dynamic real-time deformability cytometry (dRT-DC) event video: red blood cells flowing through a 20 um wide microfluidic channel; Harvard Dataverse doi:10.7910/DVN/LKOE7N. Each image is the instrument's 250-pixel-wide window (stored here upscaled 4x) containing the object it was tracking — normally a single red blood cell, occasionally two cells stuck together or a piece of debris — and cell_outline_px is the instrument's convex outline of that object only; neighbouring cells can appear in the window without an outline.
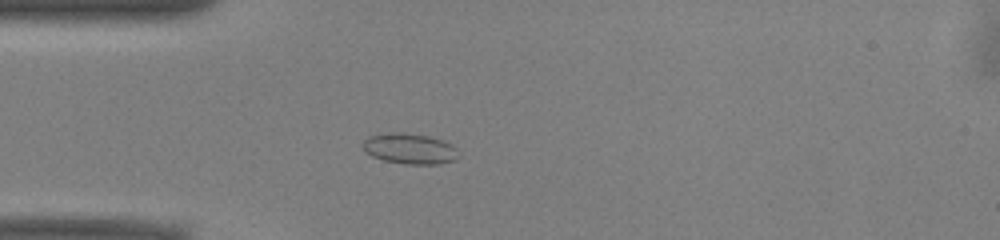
{"species": "common noctule bat (a hibernating species)", "species_latin": "Nyctalus noctula", "temperature_condition": "warm", "stored_images_in_passage": 42, "camera_frame_rate_fps": 3000, "um_per_image_px": 0.085, "animal": {"sex": "male", "body_mass_g": 13.0, "forearm_length_mm": 53.1}, "frame": {"image": 1, "passage_image": 5, "time_ms": 1.333, "image_size_px": [1000, 240], "cell_outline_px": [[460, 156], [456, 160], [440, 164], [404, 164], [384, 160], [372, 156], [364, 152], [360, 144], [368, 136], [392, 132], [404, 132], [432, 136], [452, 144], [456, 148]], "centroid_in_image_um": [34.83, 12.63], "position_along_channel_um": 50.2, "area_um2": 17.51}}
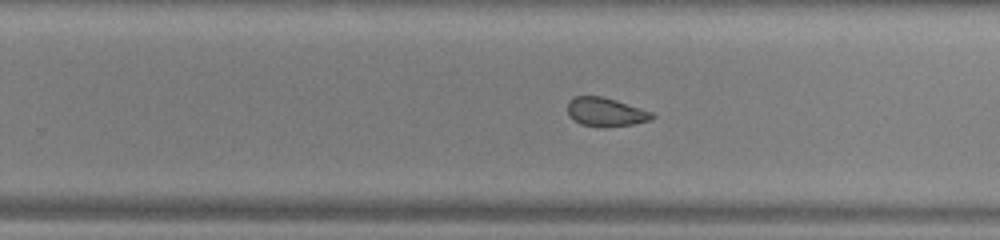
{"frame": {"image": 2, "passage_image": 23, "time_ms": 7.333, "image_size_px": [1000, 240], "cell_outline_px": [[656, 116], [652, 120], [632, 124], [604, 128], [580, 124], [572, 120], [568, 116], [568, 100], [576, 96], [604, 96], [652, 112]], "centroid_in_image_um": [51.46, 9.53], "position_along_channel_um": 278.3, "area_um2": 14.39}}
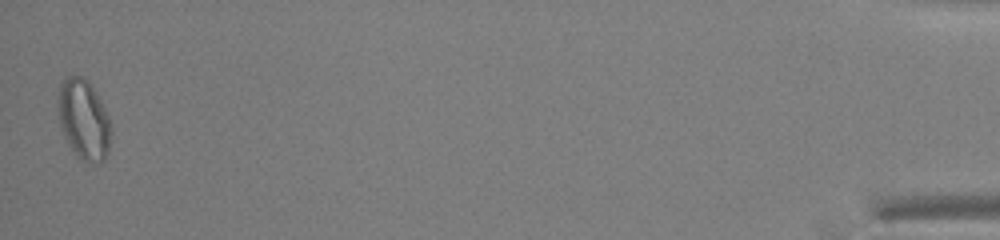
{"frame": {"image": 3, "passage_image": 42, "time_ms": 13.667, "image_size_px": [1000, 240], "cell_outline_px": [[112, 132], [108, 152], [104, 160], [96, 164], [80, 160], [76, 156], [68, 144], [64, 136], [56, 112], [56, 96], [60, 84], [68, 76], [80, 76], [88, 80], [96, 92], [108, 116], [112, 128]], "centroid_in_image_um": [7.09, 10.18], "position_along_channel_um": 428.1, "area_um2": 25.32}, "authors_computed_cell_mechanics": {"area_um2": 15.6927, "velocity_mm_per_s": 3.95, "shape_relaxation_time_tau1_ms": null, "shape_relaxation_time_tau2_ms": 1.8598, "deformation_change_tau1": null, "deformation_change_tau2": 0.0665}}